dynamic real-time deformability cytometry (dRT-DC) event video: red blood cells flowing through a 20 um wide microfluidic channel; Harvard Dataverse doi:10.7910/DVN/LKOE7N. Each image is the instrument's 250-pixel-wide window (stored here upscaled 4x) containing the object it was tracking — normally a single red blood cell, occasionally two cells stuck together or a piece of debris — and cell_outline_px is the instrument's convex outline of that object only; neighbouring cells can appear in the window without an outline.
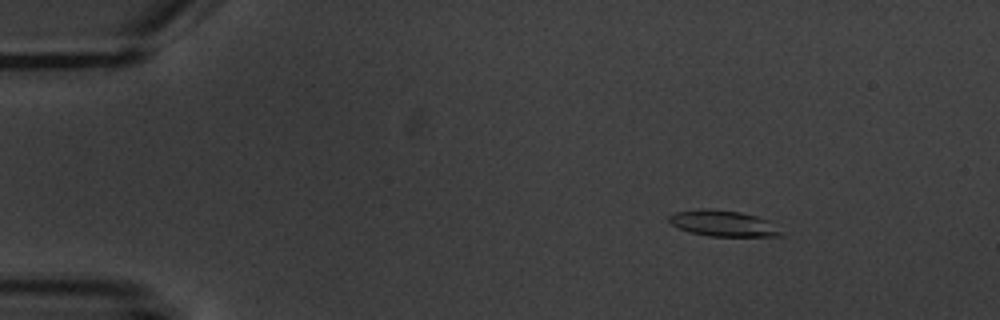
{"species": "common noctule bat (a hibernating species)", "species_latin": "Nyctalus noctula", "temperature_condition": "warm", "stored_images_in_passage": 7, "camera_frame_rate_fps": 3000, "um_per_image_px": 0.085, "animal": {"sex": "male", "body_mass_g": 20.1, "forearm_length_mm": 53.5}, "frame": {"image": 1, "passage_image": 2, "time_ms": 1.0, "image_size_px": [1000, 320], "cell_outline_px": [[784, 236], [708, 236], [688, 232], [672, 224], [668, 220], [668, 216], [676, 212], [740, 212], [756, 216], [768, 220]], "centroid_in_image_um": [61.51, 19.05], "position_along_channel_um": 23.5, "area_um2": 15.78}}
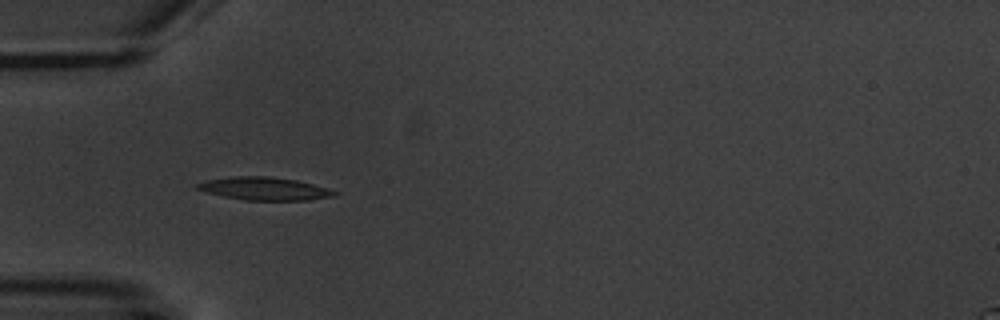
{"frame": {"image": 2, "passage_image": 5, "time_ms": 4.333, "image_size_px": [1000, 320], "cell_outline_px": [[340, 192], [336, 196], [308, 200], [244, 200], [224, 196], [208, 192], [196, 188], [192, 184], [208, 180], [232, 176], [268, 176], [296, 180], [328, 188]], "centroid_in_image_um": [22.5, 16.03], "position_along_channel_um": 62.5, "area_um2": 18.32}}